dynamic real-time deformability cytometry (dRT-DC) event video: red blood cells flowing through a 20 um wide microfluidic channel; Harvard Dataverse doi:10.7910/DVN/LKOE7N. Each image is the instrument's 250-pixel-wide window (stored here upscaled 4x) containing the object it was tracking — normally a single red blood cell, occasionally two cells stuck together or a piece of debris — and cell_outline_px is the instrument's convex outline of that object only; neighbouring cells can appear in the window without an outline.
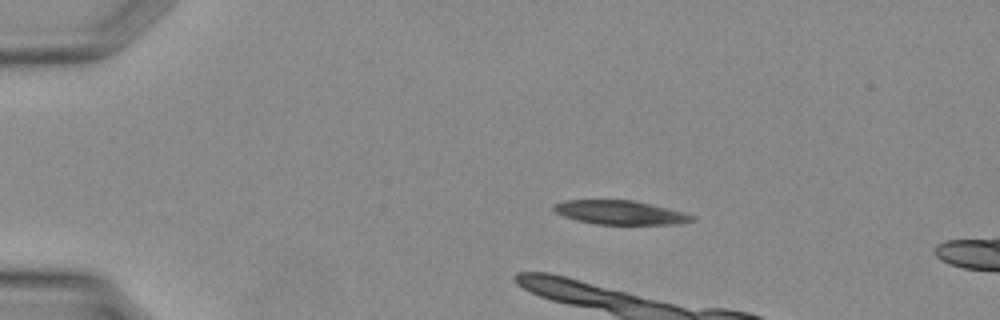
{"species": "Egyptian fruit bat (a non-hibernating species)", "species_latin": "Rousettus aegyptiacus", "temperature_condition": "warm", "stored_images_in_passage": 11, "camera_frame_rate_fps": 3000, "um_per_image_px": 0.085, "animal": {"sex": "female"}, "frame": {"image": 1, "passage_image": 7, "time_ms": 2.0, "image_size_px": [1000, 320], "cell_outline_px": [[696, 220], [680, 224], [596, 224], [576, 220], [564, 216], [556, 212], [552, 208], [552, 204], [564, 200], [636, 200], [684, 212], [696, 216]], "centroid_in_image_um": [52.74, 18.06], "position_along_channel_um": 32.3, "area_um2": 19.48}}